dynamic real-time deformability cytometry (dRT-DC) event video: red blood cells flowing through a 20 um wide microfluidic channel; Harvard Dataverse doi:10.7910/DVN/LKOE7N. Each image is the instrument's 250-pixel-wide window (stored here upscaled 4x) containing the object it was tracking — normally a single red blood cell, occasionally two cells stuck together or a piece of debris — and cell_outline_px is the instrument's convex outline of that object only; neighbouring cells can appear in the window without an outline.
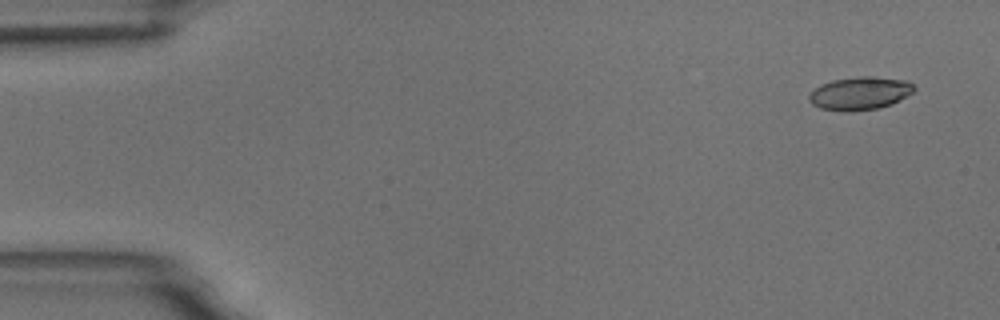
{"species": "common noctule bat (a hibernating species)", "species_latin": "Nyctalus noctula", "temperature_condition": "room temperature", "stored_images_in_passage": 5, "segment_of_instrument_passage": [1, 2], "camera_frame_rate_fps": 3000, "um_per_image_px": 0.085, "animal": {"sex": "male", "body_mass_g": 18.8}, "frame": {"image": 1, "passage_image": 1, "time_ms": 0.0, "image_size_px": [1000, 320], "cell_outline_px": [[916, 88], [912, 92], [888, 104], [876, 108], [848, 112], [820, 108], [812, 104], [808, 100], [808, 96], [820, 84], [832, 80], [860, 76], [868, 76], [908, 80]], "centroid_in_image_um": [73.04, 7.92], "position_along_channel_um": 12.0, "area_um2": 19.88}}